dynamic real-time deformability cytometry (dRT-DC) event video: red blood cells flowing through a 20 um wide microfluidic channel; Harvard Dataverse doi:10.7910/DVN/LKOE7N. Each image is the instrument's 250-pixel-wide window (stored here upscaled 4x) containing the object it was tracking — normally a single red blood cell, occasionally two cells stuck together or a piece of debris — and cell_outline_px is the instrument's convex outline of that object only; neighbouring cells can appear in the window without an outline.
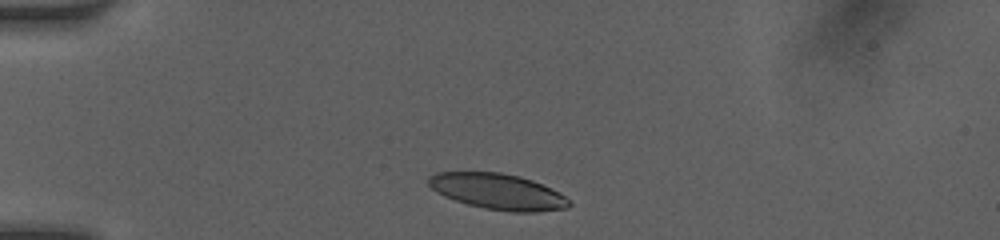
{"species": "human", "species_latin": "Homo sapiens", "temperature_condition": "room temperature", "stored_images_in_passage": 35, "camera_frame_rate_fps": 3000, "um_per_image_px": 0.085, "donor": {"sex": "female"}, "frame": {"image": 1, "passage_image": 1, "time_ms": 0.0, "image_size_px": [1000, 240], "cell_outline_px": [[572, 204], [568, 208], [536, 212], [512, 212], [484, 208], [468, 204], [444, 196], [436, 192], [428, 184], [428, 176], [436, 172], [500, 172], [520, 176], [532, 180], [564, 196]], "centroid_in_image_um": [42.28, 16.28], "position_along_channel_um": 42.7, "area_um2": 29.13}}
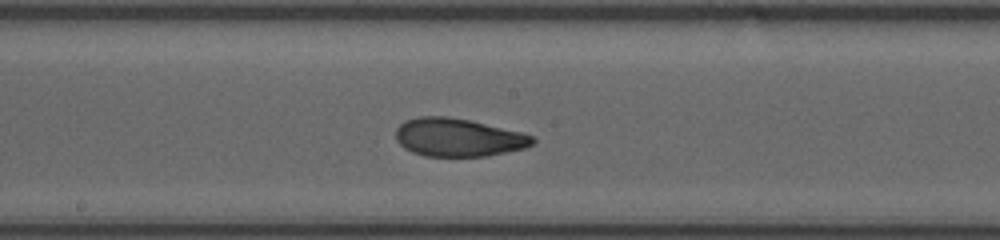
{"frame": {"image": 2, "passage_image": 15, "time_ms": 5.0, "image_size_px": [1000, 240], "cell_outline_px": [[536, 140], [532, 144], [524, 148], [488, 156], [424, 156], [412, 152], [404, 148], [396, 140], [396, 128], [404, 120], [420, 116], [448, 116], [468, 120], [520, 132], [532, 136]], "centroid_in_image_um": [38.9, 11.68], "position_along_channel_um": 209.3, "area_um2": 30.29}}
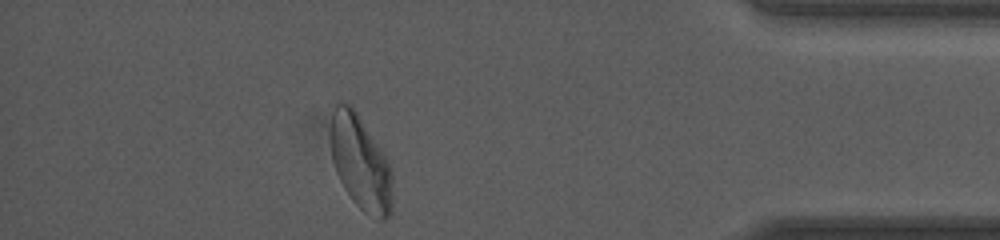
{"frame": {"image": 3, "passage_image": 30, "time_ms": 10.667, "image_size_px": [1000, 240], "cell_outline_px": [[392, 212], [384, 220], [376, 220], [364, 212], [352, 200], [344, 188], [336, 172], [332, 160], [332, 100], [340, 100], [352, 104], [384, 152], [392, 168]], "centroid_in_image_um": [30.67, 13.79], "position_along_channel_um": 404.5, "area_um2": 34.74}, "authors_computed_cell_mechanics": {"area_um2": 30.7496, "velocity_mm_per_s": 4.0941, "shape_relaxation_time_tau1_ms": 3.3006, "shape_relaxation_time_tau2_ms": 1.0312, "deformation_change_tau1": 0.138, "deformation_change_tau2": 0.0661}}